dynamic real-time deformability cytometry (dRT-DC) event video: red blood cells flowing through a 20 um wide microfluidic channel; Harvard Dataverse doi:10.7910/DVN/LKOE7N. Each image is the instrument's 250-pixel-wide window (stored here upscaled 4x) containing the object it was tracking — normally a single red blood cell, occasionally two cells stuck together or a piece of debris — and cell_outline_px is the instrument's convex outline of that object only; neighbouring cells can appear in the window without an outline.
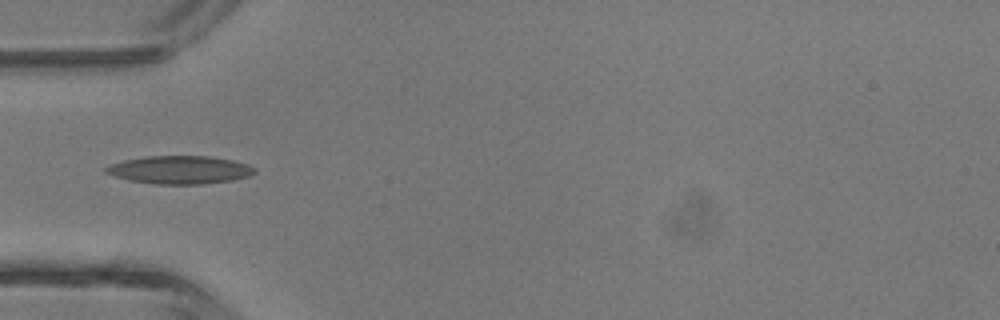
{"species": "common noctule bat (a hibernating species)", "species_latin": "Nyctalus noctula", "temperature_condition": "room temperature", "stored_images_in_passage": 3, "camera_frame_rate_fps": 3000, "um_per_image_px": 0.085, "animal": {"sex": "male", "body_mass_g": 13.3}, "frame": {"image": 1, "passage_image": 3, "time_ms": 2.333, "image_size_px": [1000, 320], "cell_outline_px": [[256, 172], [248, 176], [232, 180], [204, 184], [152, 184], [128, 180], [112, 176], [104, 172], [104, 168], [112, 164], [124, 160], [144, 156], [208, 156], [232, 160], [248, 164], [256, 168]], "centroid_in_image_um": [15.26, 14.44], "position_along_channel_um": 69.7, "area_um2": 24.45}}